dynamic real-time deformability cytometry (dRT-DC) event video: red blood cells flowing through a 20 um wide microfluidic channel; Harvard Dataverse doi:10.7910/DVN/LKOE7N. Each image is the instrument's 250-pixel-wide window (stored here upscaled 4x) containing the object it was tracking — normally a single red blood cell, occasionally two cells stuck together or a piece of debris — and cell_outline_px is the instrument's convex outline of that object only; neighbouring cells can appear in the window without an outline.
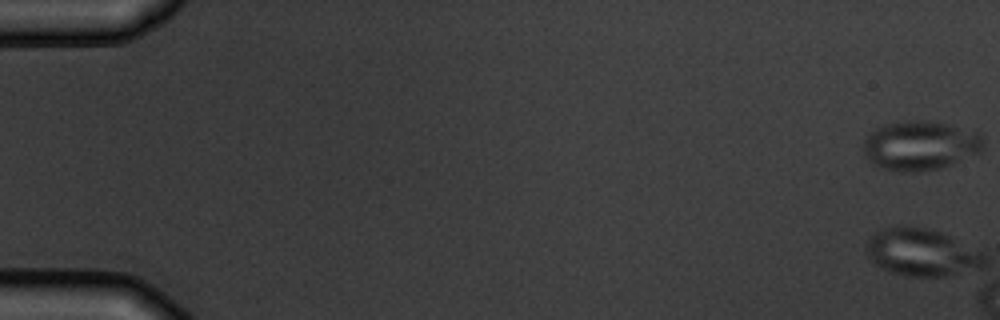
{"species": "common noctule bat (a hibernating species)", "species_latin": "Nyctalus noctula", "temperature_condition": "warm", "stored_images_in_passage": 3, "camera_frame_rate_fps": 3000, "um_per_image_px": 0.085, "animal": {"sex": "male", "body_mass_g": 19.5, "forearm_length_mm": 54.6}, "frame": {"image": 1, "passage_image": 1, "time_ms": 0.0, "image_size_px": [1000, 320], "cell_outline_px": [[984, 148], [980, 152], [940, 168], [920, 172], [904, 172], [884, 168], [868, 160], [864, 156], [864, 140], [876, 128], [884, 124], [904, 120], [928, 120], [948, 124], [980, 132], [984, 136]], "centroid_in_image_um": [78.25, 12.35], "position_along_channel_um": 6.7, "area_um2": 34.68}}